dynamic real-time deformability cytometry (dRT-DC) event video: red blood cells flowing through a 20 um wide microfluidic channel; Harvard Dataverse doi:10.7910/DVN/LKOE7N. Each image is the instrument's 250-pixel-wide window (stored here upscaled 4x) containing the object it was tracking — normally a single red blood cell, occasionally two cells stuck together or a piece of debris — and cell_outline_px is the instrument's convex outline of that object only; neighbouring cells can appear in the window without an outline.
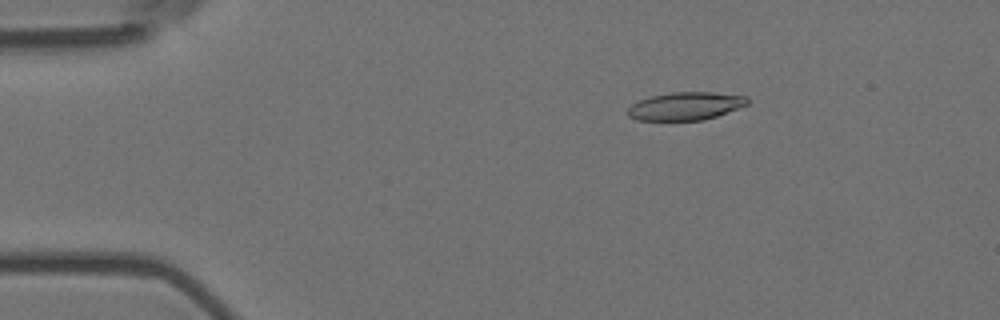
{"species": "Egyptian fruit bat (a non-hibernating species)", "species_latin": "Rousettus aegyptiacus", "temperature_condition": "room temperature", "stored_images_in_passage": 5, "segment_of_instrument_passage": [1, 2], "camera_frame_rate_fps": 3000, "um_per_image_px": 0.085, "animal": {"sex": "female"}, "frame": {"image": 1, "passage_image": 2, "time_ms": 0.333, "image_size_px": [1000, 320], "cell_outline_px": [[748, 104], [716, 116], [704, 120], [636, 120], [628, 116], [628, 108], [632, 104], [640, 100], [652, 96], [672, 92], [712, 92], [744, 96], [748, 100]], "centroid_in_image_um": [58.24, 9.02], "position_along_channel_um": 26.8, "area_um2": 19.25}}